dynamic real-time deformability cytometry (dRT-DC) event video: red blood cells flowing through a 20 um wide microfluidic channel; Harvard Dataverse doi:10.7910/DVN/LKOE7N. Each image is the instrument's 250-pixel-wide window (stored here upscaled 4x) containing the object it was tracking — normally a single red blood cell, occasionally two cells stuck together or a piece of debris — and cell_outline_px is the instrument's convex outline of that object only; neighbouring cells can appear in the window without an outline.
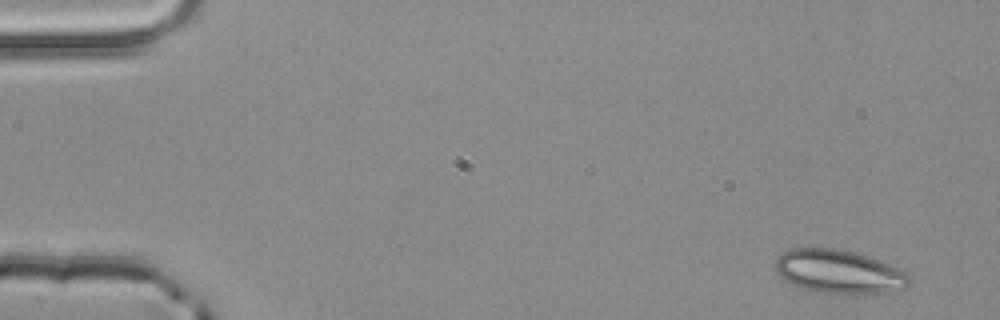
{"species": "common noctule bat (a hibernating species)", "species_latin": "Nyctalus noctula", "temperature_condition": "room temperature", "stored_images_in_passage": 5, "camera_frame_rate_fps": 3000, "um_per_image_px": 0.085, "animal": {"sex": "male", "body_mass_g": 20.4}, "frame": {"image": 1, "passage_image": 1, "time_ms": 0.0, "image_size_px": [1000, 320], "cell_outline_px": [[908, 284], [904, 288], [888, 292], [852, 296], [848, 296], [812, 292], [800, 288], [784, 280], [776, 272], [776, 256], [792, 248], [832, 248], [856, 252], [880, 260], [904, 272], [908, 276]], "centroid_in_image_um": [71.26, 23.13], "position_along_channel_um": 13.7, "area_um2": 34.62}}